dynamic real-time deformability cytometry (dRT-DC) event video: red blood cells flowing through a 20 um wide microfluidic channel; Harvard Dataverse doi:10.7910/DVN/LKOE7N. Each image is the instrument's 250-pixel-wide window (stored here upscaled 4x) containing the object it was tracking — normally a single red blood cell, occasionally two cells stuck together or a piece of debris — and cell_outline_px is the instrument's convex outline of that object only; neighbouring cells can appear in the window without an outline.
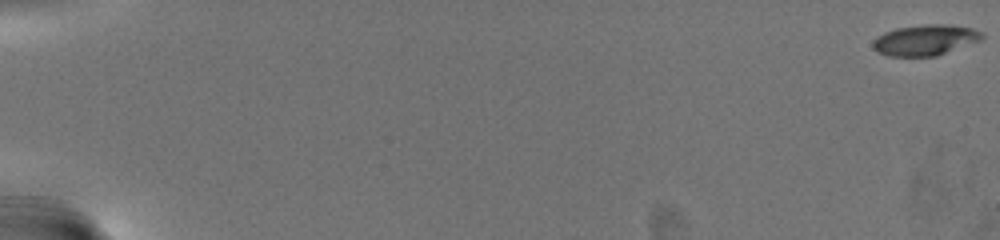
{"species": "common noctule bat (a hibernating species)", "species_latin": "Nyctalus noctula", "temperature_condition": "warm", "stored_images_in_passage": 72, "camera_frame_rate_fps": 3000, "um_per_image_px": 0.085, "animal": {"sex": "female", "body_mass_g": 19.5, "forearm_length_mm": 54.1}, "frame": {"image": 1, "passage_image": 1, "time_ms": 0.0, "image_size_px": [1000, 240], "cell_outline_px": [[984, 36], [980, 40], [936, 56], [888, 56], [872, 48], [872, 40], [876, 36], [884, 32], [896, 28], [924, 24], [944, 24], [972, 28], [984, 32]], "centroid_in_image_um": [78.61, 3.39], "position_along_channel_um": 6.4, "area_um2": 19.54}}
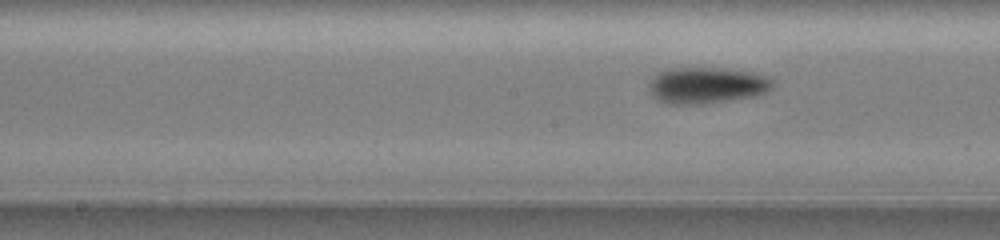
{"frame": {"image": 2, "passage_image": 40, "time_ms": 13.0, "image_size_px": [1000, 240], "cell_outline_px": [[776, 84], [772, 88], [756, 96], [708, 104], [664, 104], [656, 100], [652, 96], [648, 88], [648, 84], [652, 76], [668, 68], [740, 68], [768, 76]], "centroid_in_image_um": [60.08, 7.25], "position_along_channel_um": 188.1, "area_um2": 27.05}}
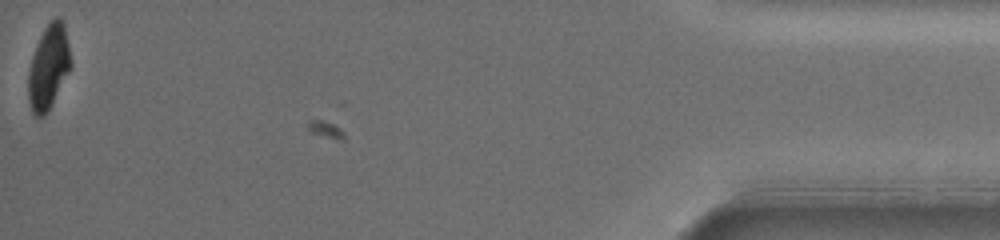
{"frame": {"image": 3, "passage_image": 72, "time_ms": 23.667, "image_size_px": [1000, 240], "cell_outline_px": [[72, 68], [52, 104], [44, 116], [36, 116], [32, 112], [28, 100], [28, 68], [32, 56], [40, 36], [44, 28], [56, 16], [60, 16], [64, 24], [72, 64]], "centroid_in_image_um": [4.13, 5.7], "position_along_channel_um": 431.1, "area_um2": 20.98}, "authors_computed_cell_mechanics": {"area_um2": 21.964, "velocity_mm_per_s": 3.0688, "shape_relaxation_time_tau1_ms": 3.8148, "shape_relaxation_time_tau2_ms": 1.0018, "deformation_change_tau1": 0.1683, "deformation_change_tau2": 0.0459}}